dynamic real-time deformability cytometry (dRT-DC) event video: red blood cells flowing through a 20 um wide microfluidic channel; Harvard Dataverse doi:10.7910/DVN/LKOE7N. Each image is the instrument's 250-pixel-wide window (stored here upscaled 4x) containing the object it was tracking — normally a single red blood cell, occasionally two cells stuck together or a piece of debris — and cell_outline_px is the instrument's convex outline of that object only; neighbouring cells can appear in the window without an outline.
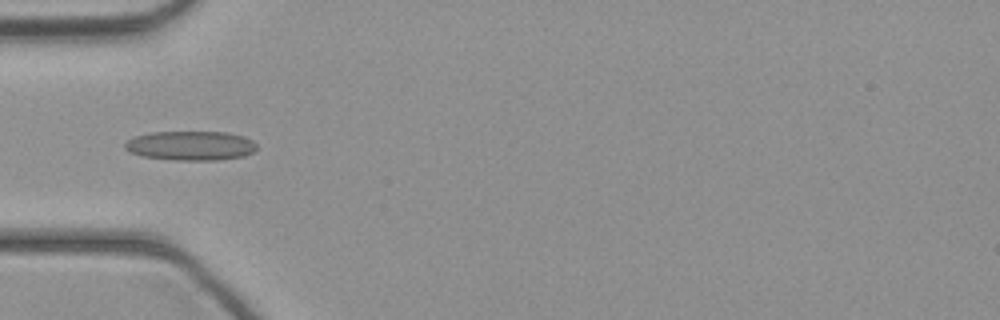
{"species": "common noctule bat (a hibernating species)", "species_latin": "Nyctalus noctula", "temperature_condition": "cold", "stored_images_in_passage": 31, "camera_frame_rate_fps": 3000, "um_per_image_px": 0.085, "animal": {"sex": "female", "body_mass_g": 21.9}, "frame": {"image": 1, "passage_image": 1, "time_ms": 0.0, "image_size_px": [1000, 320], "cell_outline_px": [[256, 148], [252, 152], [244, 156], [216, 160], [176, 160], [140, 156], [128, 152], [124, 148], [124, 144], [128, 140], [136, 136], [152, 132], [228, 132], [244, 136], [252, 140], [256, 144]], "centroid_in_image_um": [16.19, 12.38], "position_along_channel_um": 68.8, "area_um2": 22.6}}
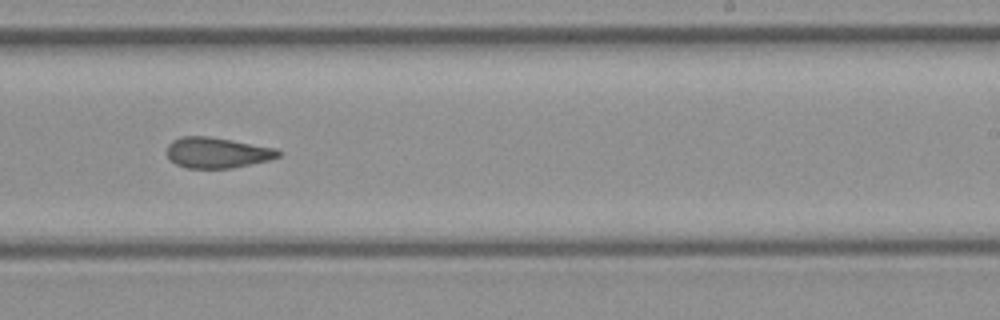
{"frame": {"image": 2, "passage_image": 14, "time_ms": 4.333, "image_size_px": [1000, 320], "cell_outline_px": [[280, 156], [268, 160], [232, 168], [188, 168], [176, 164], [168, 160], [168, 144], [172, 140], [180, 136], [208, 136], [232, 140], [276, 148], [280, 152]], "centroid_in_image_um": [18.43, 12.97], "position_along_channel_um": 270.6, "area_um2": 19.88}}
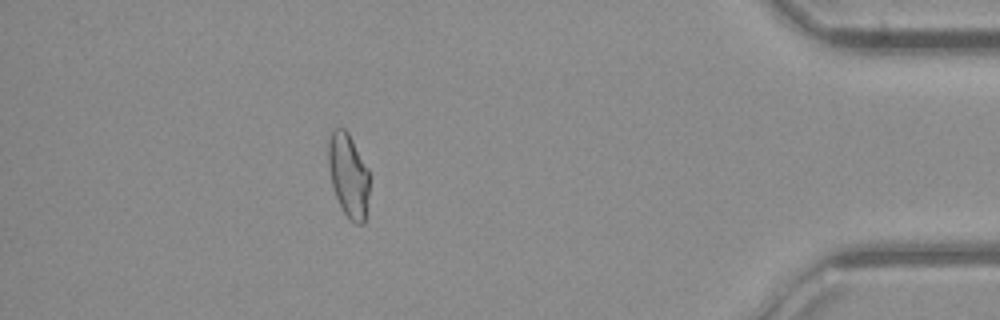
{"frame": {"image": 3, "passage_image": 26, "time_ms": 8.333, "image_size_px": [1000, 320], "cell_outline_px": [[368, 196], [364, 224], [356, 224], [344, 212], [336, 196], [332, 184], [328, 164], [328, 144], [332, 128], [344, 128], [348, 132], [368, 168]], "centroid_in_image_um": [29.61, 14.86], "position_along_channel_um": 405.6, "area_um2": 19.77}}